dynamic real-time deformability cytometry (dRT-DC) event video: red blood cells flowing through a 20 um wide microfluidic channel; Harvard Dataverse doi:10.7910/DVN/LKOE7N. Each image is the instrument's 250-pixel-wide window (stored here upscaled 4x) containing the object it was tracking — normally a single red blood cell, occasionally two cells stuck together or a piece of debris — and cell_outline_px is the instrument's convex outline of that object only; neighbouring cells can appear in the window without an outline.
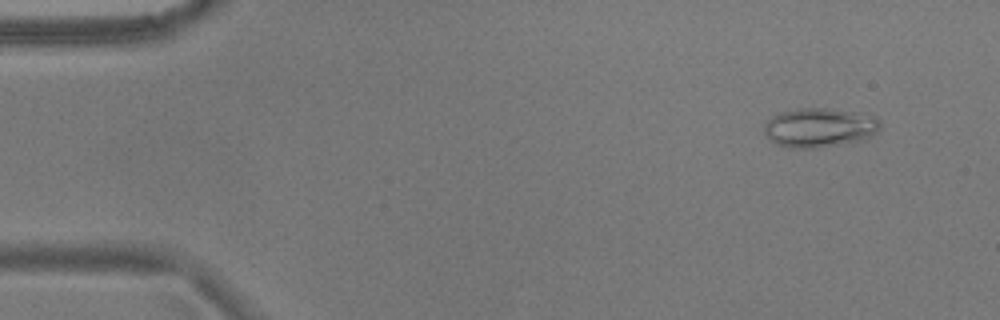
{"species": "common noctule bat (a hibernating species)", "species_latin": "Nyctalus noctula", "temperature_condition": "warm", "stored_images_in_passage": 14, "camera_frame_rate_fps": 3000, "um_per_image_px": 0.085, "animal": {"sex": "male", "body_mass_g": 17.9}, "frame": {"image": 1, "passage_image": 4, "time_ms": 1.0, "image_size_px": [1000, 320], "cell_outline_px": [[880, 128], [872, 136], [860, 140], [816, 148], [788, 148], [776, 144], [764, 132], [764, 124], [772, 116], [780, 112], [796, 108], [832, 108], [868, 112], [876, 116], [880, 120]], "centroid_in_image_um": [69.7, 10.81], "position_along_channel_um": 15.3, "area_um2": 26.99}}